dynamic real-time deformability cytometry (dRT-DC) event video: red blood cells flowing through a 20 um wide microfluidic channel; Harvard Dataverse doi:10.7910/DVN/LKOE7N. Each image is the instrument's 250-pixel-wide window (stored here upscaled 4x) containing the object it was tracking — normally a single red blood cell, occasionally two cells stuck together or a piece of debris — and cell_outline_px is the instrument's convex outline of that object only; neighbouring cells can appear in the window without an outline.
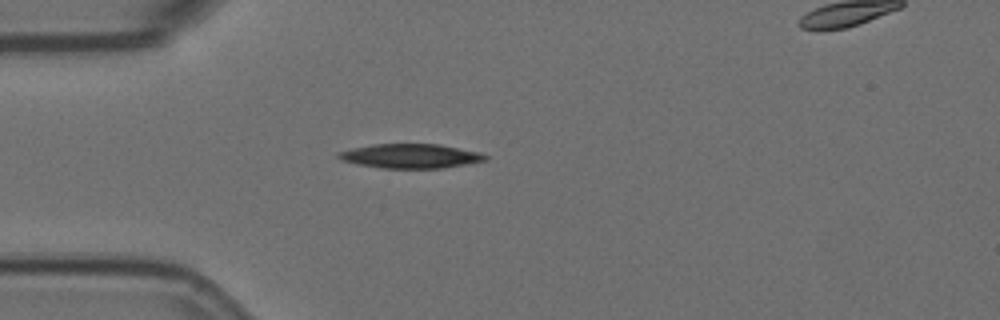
{"species": "Egyptian fruit bat (a non-hibernating species)", "species_latin": "Rousettus aegyptiacus", "temperature_condition": "room temperature", "stored_images_in_passage": 3, "segment_of_instrument_passage": [1, 2], "camera_frame_rate_fps": 3000, "um_per_image_px": 0.085, "animal": {"sex": "female"}, "frame": {"image": 1, "passage_image": 2, "time_ms": 0.333, "image_size_px": [1000, 320], "cell_outline_px": [[488, 160], [440, 168], [380, 168], [356, 164], [340, 160], [336, 156], [336, 152], [352, 148], [372, 144], [440, 144], [480, 152], [488, 156]], "centroid_in_image_um": [34.85, 13.26], "position_along_channel_um": 50.2, "area_um2": 20.92}}